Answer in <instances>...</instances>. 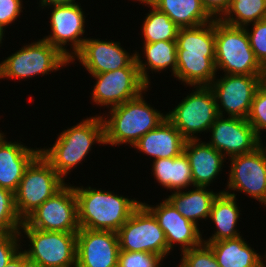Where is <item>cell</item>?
I'll use <instances>...</instances> for the list:
<instances>
[{
  "mask_svg": "<svg viewBox=\"0 0 266 267\" xmlns=\"http://www.w3.org/2000/svg\"><path fill=\"white\" fill-rule=\"evenodd\" d=\"M80 228L117 232L141 204L131 198L88 187L74 186Z\"/></svg>",
  "mask_w": 266,
  "mask_h": 267,
  "instance_id": "1",
  "label": "cell"
},
{
  "mask_svg": "<svg viewBox=\"0 0 266 267\" xmlns=\"http://www.w3.org/2000/svg\"><path fill=\"white\" fill-rule=\"evenodd\" d=\"M94 143L105 144L101 115L83 119L77 125L62 131L51 148L40 147V154L65 179L73 167L75 168L86 158Z\"/></svg>",
  "mask_w": 266,
  "mask_h": 267,
  "instance_id": "2",
  "label": "cell"
},
{
  "mask_svg": "<svg viewBox=\"0 0 266 267\" xmlns=\"http://www.w3.org/2000/svg\"><path fill=\"white\" fill-rule=\"evenodd\" d=\"M142 92L138 97L110 109L109 115H102L105 145L132 147L147 132L155 129L166 119V114L153 109L144 99Z\"/></svg>",
  "mask_w": 266,
  "mask_h": 267,
  "instance_id": "3",
  "label": "cell"
},
{
  "mask_svg": "<svg viewBox=\"0 0 266 267\" xmlns=\"http://www.w3.org/2000/svg\"><path fill=\"white\" fill-rule=\"evenodd\" d=\"M215 65L224 74L259 75L260 63L250 46L246 27H234L215 19Z\"/></svg>",
  "mask_w": 266,
  "mask_h": 267,
  "instance_id": "4",
  "label": "cell"
},
{
  "mask_svg": "<svg viewBox=\"0 0 266 267\" xmlns=\"http://www.w3.org/2000/svg\"><path fill=\"white\" fill-rule=\"evenodd\" d=\"M22 232L29 240V249L24 250L29 264L38 267H76L77 233L42 231L31 228L23 221Z\"/></svg>",
  "mask_w": 266,
  "mask_h": 267,
  "instance_id": "5",
  "label": "cell"
},
{
  "mask_svg": "<svg viewBox=\"0 0 266 267\" xmlns=\"http://www.w3.org/2000/svg\"><path fill=\"white\" fill-rule=\"evenodd\" d=\"M65 184V180L39 154L26 168L18 189L14 193L18 216L24 221Z\"/></svg>",
  "mask_w": 266,
  "mask_h": 267,
  "instance_id": "6",
  "label": "cell"
},
{
  "mask_svg": "<svg viewBox=\"0 0 266 267\" xmlns=\"http://www.w3.org/2000/svg\"><path fill=\"white\" fill-rule=\"evenodd\" d=\"M70 60L43 38L26 44L0 63V79H25L47 75Z\"/></svg>",
  "mask_w": 266,
  "mask_h": 267,
  "instance_id": "7",
  "label": "cell"
},
{
  "mask_svg": "<svg viewBox=\"0 0 266 267\" xmlns=\"http://www.w3.org/2000/svg\"><path fill=\"white\" fill-rule=\"evenodd\" d=\"M218 116L215 96L209 86H196L192 93L166 113V118L186 140H200L196 135L208 132Z\"/></svg>",
  "mask_w": 266,
  "mask_h": 267,
  "instance_id": "8",
  "label": "cell"
},
{
  "mask_svg": "<svg viewBox=\"0 0 266 267\" xmlns=\"http://www.w3.org/2000/svg\"><path fill=\"white\" fill-rule=\"evenodd\" d=\"M117 235L121 251L148 252L162 259L168 255L164 231L142 203L117 231Z\"/></svg>",
  "mask_w": 266,
  "mask_h": 267,
  "instance_id": "9",
  "label": "cell"
},
{
  "mask_svg": "<svg viewBox=\"0 0 266 267\" xmlns=\"http://www.w3.org/2000/svg\"><path fill=\"white\" fill-rule=\"evenodd\" d=\"M263 146L261 139V145L254 151L229 159V181L222 192L234 197V191L243 192L266 207V152Z\"/></svg>",
  "mask_w": 266,
  "mask_h": 267,
  "instance_id": "10",
  "label": "cell"
},
{
  "mask_svg": "<svg viewBox=\"0 0 266 267\" xmlns=\"http://www.w3.org/2000/svg\"><path fill=\"white\" fill-rule=\"evenodd\" d=\"M31 228L42 231L77 233V200L74 186L65 184L24 220Z\"/></svg>",
  "mask_w": 266,
  "mask_h": 267,
  "instance_id": "11",
  "label": "cell"
},
{
  "mask_svg": "<svg viewBox=\"0 0 266 267\" xmlns=\"http://www.w3.org/2000/svg\"><path fill=\"white\" fill-rule=\"evenodd\" d=\"M92 76L96 80L91 94L92 101L100 107L111 109L119 106L149 88L142 80L138 66H127Z\"/></svg>",
  "mask_w": 266,
  "mask_h": 267,
  "instance_id": "12",
  "label": "cell"
},
{
  "mask_svg": "<svg viewBox=\"0 0 266 267\" xmlns=\"http://www.w3.org/2000/svg\"><path fill=\"white\" fill-rule=\"evenodd\" d=\"M215 96L219 116L247 119L254 95L259 87V75L224 74L209 85Z\"/></svg>",
  "mask_w": 266,
  "mask_h": 267,
  "instance_id": "13",
  "label": "cell"
},
{
  "mask_svg": "<svg viewBox=\"0 0 266 267\" xmlns=\"http://www.w3.org/2000/svg\"><path fill=\"white\" fill-rule=\"evenodd\" d=\"M80 2L50 5L51 34L44 37L53 47L57 48L69 60L81 49L86 37L85 33V13L82 11ZM70 42V43H69ZM71 45L72 52L65 48Z\"/></svg>",
  "mask_w": 266,
  "mask_h": 267,
  "instance_id": "14",
  "label": "cell"
},
{
  "mask_svg": "<svg viewBox=\"0 0 266 267\" xmlns=\"http://www.w3.org/2000/svg\"><path fill=\"white\" fill-rule=\"evenodd\" d=\"M218 116L211 125L209 145L226 158L254 151L261 145L259 137L247 119ZM227 155V156H226Z\"/></svg>",
  "mask_w": 266,
  "mask_h": 267,
  "instance_id": "15",
  "label": "cell"
},
{
  "mask_svg": "<svg viewBox=\"0 0 266 267\" xmlns=\"http://www.w3.org/2000/svg\"><path fill=\"white\" fill-rule=\"evenodd\" d=\"M117 232L80 228L77 232L76 267H118Z\"/></svg>",
  "mask_w": 266,
  "mask_h": 267,
  "instance_id": "16",
  "label": "cell"
},
{
  "mask_svg": "<svg viewBox=\"0 0 266 267\" xmlns=\"http://www.w3.org/2000/svg\"><path fill=\"white\" fill-rule=\"evenodd\" d=\"M75 58L91 75L115 71L127 66H137L135 53L131 56L121 47L120 42L104 41L99 38H87L70 63H73Z\"/></svg>",
  "mask_w": 266,
  "mask_h": 267,
  "instance_id": "17",
  "label": "cell"
},
{
  "mask_svg": "<svg viewBox=\"0 0 266 267\" xmlns=\"http://www.w3.org/2000/svg\"><path fill=\"white\" fill-rule=\"evenodd\" d=\"M156 218L163 229L168 254L179 244L181 252L192 249L203 243L202 234L198 226L183 217L177 209L165 198L156 206L141 202Z\"/></svg>",
  "mask_w": 266,
  "mask_h": 267,
  "instance_id": "18",
  "label": "cell"
},
{
  "mask_svg": "<svg viewBox=\"0 0 266 267\" xmlns=\"http://www.w3.org/2000/svg\"><path fill=\"white\" fill-rule=\"evenodd\" d=\"M4 138V133L0 132V188L15 193L26 168L40 154V149Z\"/></svg>",
  "mask_w": 266,
  "mask_h": 267,
  "instance_id": "19",
  "label": "cell"
},
{
  "mask_svg": "<svg viewBox=\"0 0 266 267\" xmlns=\"http://www.w3.org/2000/svg\"><path fill=\"white\" fill-rule=\"evenodd\" d=\"M186 140L183 152L186 154L191 170L193 187H208L223 169L226 157L206 142Z\"/></svg>",
  "mask_w": 266,
  "mask_h": 267,
  "instance_id": "20",
  "label": "cell"
},
{
  "mask_svg": "<svg viewBox=\"0 0 266 267\" xmlns=\"http://www.w3.org/2000/svg\"><path fill=\"white\" fill-rule=\"evenodd\" d=\"M186 139L166 118L155 129L142 136L133 147L155 159L174 158L184 149Z\"/></svg>",
  "mask_w": 266,
  "mask_h": 267,
  "instance_id": "21",
  "label": "cell"
},
{
  "mask_svg": "<svg viewBox=\"0 0 266 267\" xmlns=\"http://www.w3.org/2000/svg\"><path fill=\"white\" fill-rule=\"evenodd\" d=\"M208 244L220 267H266L264 260L254 248L240 237L225 239Z\"/></svg>",
  "mask_w": 266,
  "mask_h": 267,
  "instance_id": "22",
  "label": "cell"
},
{
  "mask_svg": "<svg viewBox=\"0 0 266 267\" xmlns=\"http://www.w3.org/2000/svg\"><path fill=\"white\" fill-rule=\"evenodd\" d=\"M216 72L215 54L177 53L174 76L187 86H209Z\"/></svg>",
  "mask_w": 266,
  "mask_h": 267,
  "instance_id": "23",
  "label": "cell"
},
{
  "mask_svg": "<svg viewBox=\"0 0 266 267\" xmlns=\"http://www.w3.org/2000/svg\"><path fill=\"white\" fill-rule=\"evenodd\" d=\"M236 199V197L220 191L213 201L209 216L216 227V231L203 242H217L240 237L241 232L236 227L241 210L238 209L240 207L237 205Z\"/></svg>",
  "mask_w": 266,
  "mask_h": 267,
  "instance_id": "24",
  "label": "cell"
},
{
  "mask_svg": "<svg viewBox=\"0 0 266 267\" xmlns=\"http://www.w3.org/2000/svg\"><path fill=\"white\" fill-rule=\"evenodd\" d=\"M195 188V190H194ZM191 191H174L166 198L177 211L198 226V220L208 219L214 199L220 193H214L206 187L195 186Z\"/></svg>",
  "mask_w": 266,
  "mask_h": 267,
  "instance_id": "25",
  "label": "cell"
},
{
  "mask_svg": "<svg viewBox=\"0 0 266 267\" xmlns=\"http://www.w3.org/2000/svg\"><path fill=\"white\" fill-rule=\"evenodd\" d=\"M179 28L197 27L214 20L201 0H148Z\"/></svg>",
  "mask_w": 266,
  "mask_h": 267,
  "instance_id": "26",
  "label": "cell"
},
{
  "mask_svg": "<svg viewBox=\"0 0 266 267\" xmlns=\"http://www.w3.org/2000/svg\"><path fill=\"white\" fill-rule=\"evenodd\" d=\"M145 62L135 51L136 63L142 80L149 86L150 76L147 70L161 72L170 68L173 76L177 68V42L176 41H159L155 43H143ZM148 72V73H147Z\"/></svg>",
  "mask_w": 266,
  "mask_h": 267,
  "instance_id": "27",
  "label": "cell"
},
{
  "mask_svg": "<svg viewBox=\"0 0 266 267\" xmlns=\"http://www.w3.org/2000/svg\"><path fill=\"white\" fill-rule=\"evenodd\" d=\"M152 172L160 185L170 191H179L193 187L192 170L184 152L174 158L153 160Z\"/></svg>",
  "mask_w": 266,
  "mask_h": 267,
  "instance_id": "28",
  "label": "cell"
},
{
  "mask_svg": "<svg viewBox=\"0 0 266 267\" xmlns=\"http://www.w3.org/2000/svg\"><path fill=\"white\" fill-rule=\"evenodd\" d=\"M176 42L177 53L215 54V19L197 27L180 28Z\"/></svg>",
  "mask_w": 266,
  "mask_h": 267,
  "instance_id": "29",
  "label": "cell"
},
{
  "mask_svg": "<svg viewBox=\"0 0 266 267\" xmlns=\"http://www.w3.org/2000/svg\"><path fill=\"white\" fill-rule=\"evenodd\" d=\"M145 3L150 11L145 16L142 25L144 43L159 41H176L179 27L165 14L155 8L148 0H136Z\"/></svg>",
  "mask_w": 266,
  "mask_h": 267,
  "instance_id": "30",
  "label": "cell"
},
{
  "mask_svg": "<svg viewBox=\"0 0 266 267\" xmlns=\"http://www.w3.org/2000/svg\"><path fill=\"white\" fill-rule=\"evenodd\" d=\"M266 19V0H231L229 9L220 20L230 26L247 27Z\"/></svg>",
  "mask_w": 266,
  "mask_h": 267,
  "instance_id": "31",
  "label": "cell"
},
{
  "mask_svg": "<svg viewBox=\"0 0 266 267\" xmlns=\"http://www.w3.org/2000/svg\"><path fill=\"white\" fill-rule=\"evenodd\" d=\"M22 223L15 208L14 193L0 188V234L19 232Z\"/></svg>",
  "mask_w": 266,
  "mask_h": 267,
  "instance_id": "32",
  "label": "cell"
},
{
  "mask_svg": "<svg viewBox=\"0 0 266 267\" xmlns=\"http://www.w3.org/2000/svg\"><path fill=\"white\" fill-rule=\"evenodd\" d=\"M181 254L183 256L177 267H220L211 247L204 242L199 246L183 251Z\"/></svg>",
  "mask_w": 266,
  "mask_h": 267,
  "instance_id": "33",
  "label": "cell"
},
{
  "mask_svg": "<svg viewBox=\"0 0 266 267\" xmlns=\"http://www.w3.org/2000/svg\"><path fill=\"white\" fill-rule=\"evenodd\" d=\"M247 121L259 137L261 131L266 130V91L260 86L254 95Z\"/></svg>",
  "mask_w": 266,
  "mask_h": 267,
  "instance_id": "34",
  "label": "cell"
},
{
  "mask_svg": "<svg viewBox=\"0 0 266 267\" xmlns=\"http://www.w3.org/2000/svg\"><path fill=\"white\" fill-rule=\"evenodd\" d=\"M251 24V32L246 27V33L255 58L262 66L266 64V19Z\"/></svg>",
  "mask_w": 266,
  "mask_h": 267,
  "instance_id": "35",
  "label": "cell"
},
{
  "mask_svg": "<svg viewBox=\"0 0 266 267\" xmlns=\"http://www.w3.org/2000/svg\"><path fill=\"white\" fill-rule=\"evenodd\" d=\"M163 259L148 252H119L118 267H160Z\"/></svg>",
  "mask_w": 266,
  "mask_h": 267,
  "instance_id": "36",
  "label": "cell"
},
{
  "mask_svg": "<svg viewBox=\"0 0 266 267\" xmlns=\"http://www.w3.org/2000/svg\"><path fill=\"white\" fill-rule=\"evenodd\" d=\"M20 240L19 232L0 234V267H5L20 249L23 250Z\"/></svg>",
  "mask_w": 266,
  "mask_h": 267,
  "instance_id": "37",
  "label": "cell"
},
{
  "mask_svg": "<svg viewBox=\"0 0 266 267\" xmlns=\"http://www.w3.org/2000/svg\"><path fill=\"white\" fill-rule=\"evenodd\" d=\"M22 0H0V27L5 28L20 17Z\"/></svg>",
  "mask_w": 266,
  "mask_h": 267,
  "instance_id": "38",
  "label": "cell"
},
{
  "mask_svg": "<svg viewBox=\"0 0 266 267\" xmlns=\"http://www.w3.org/2000/svg\"><path fill=\"white\" fill-rule=\"evenodd\" d=\"M201 2L214 19H220L231 4V0H201Z\"/></svg>",
  "mask_w": 266,
  "mask_h": 267,
  "instance_id": "39",
  "label": "cell"
},
{
  "mask_svg": "<svg viewBox=\"0 0 266 267\" xmlns=\"http://www.w3.org/2000/svg\"><path fill=\"white\" fill-rule=\"evenodd\" d=\"M29 261L21 249L11 258L5 267H26Z\"/></svg>",
  "mask_w": 266,
  "mask_h": 267,
  "instance_id": "40",
  "label": "cell"
},
{
  "mask_svg": "<svg viewBox=\"0 0 266 267\" xmlns=\"http://www.w3.org/2000/svg\"><path fill=\"white\" fill-rule=\"evenodd\" d=\"M76 0H40L41 8L50 6V5H57V4H68V3H75Z\"/></svg>",
  "mask_w": 266,
  "mask_h": 267,
  "instance_id": "41",
  "label": "cell"
},
{
  "mask_svg": "<svg viewBox=\"0 0 266 267\" xmlns=\"http://www.w3.org/2000/svg\"><path fill=\"white\" fill-rule=\"evenodd\" d=\"M259 86L266 91V64L261 66L259 74Z\"/></svg>",
  "mask_w": 266,
  "mask_h": 267,
  "instance_id": "42",
  "label": "cell"
},
{
  "mask_svg": "<svg viewBox=\"0 0 266 267\" xmlns=\"http://www.w3.org/2000/svg\"><path fill=\"white\" fill-rule=\"evenodd\" d=\"M4 34H5V30L2 27H0V46L2 44V40H4L3 39Z\"/></svg>",
  "mask_w": 266,
  "mask_h": 267,
  "instance_id": "43",
  "label": "cell"
},
{
  "mask_svg": "<svg viewBox=\"0 0 266 267\" xmlns=\"http://www.w3.org/2000/svg\"><path fill=\"white\" fill-rule=\"evenodd\" d=\"M26 267H38V266H35V265H32V264H28Z\"/></svg>",
  "mask_w": 266,
  "mask_h": 267,
  "instance_id": "44",
  "label": "cell"
}]
</instances>
